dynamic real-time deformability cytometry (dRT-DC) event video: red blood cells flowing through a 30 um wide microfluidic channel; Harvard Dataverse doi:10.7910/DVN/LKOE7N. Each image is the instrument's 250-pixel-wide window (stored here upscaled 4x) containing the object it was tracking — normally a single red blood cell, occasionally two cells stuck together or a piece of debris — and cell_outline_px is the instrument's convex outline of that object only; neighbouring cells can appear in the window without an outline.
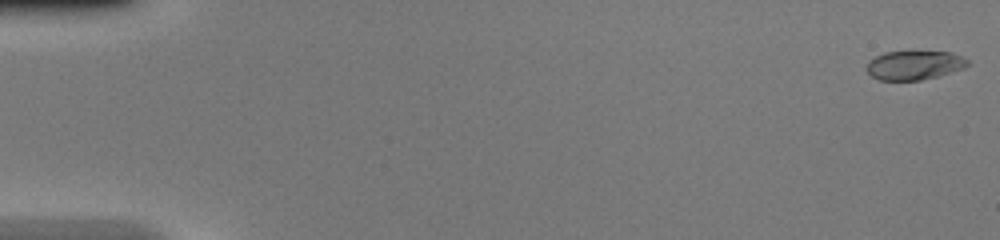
{"species": "common noctule bat (a hibernating species)", "species_latin": "Nyctalus noctula", "temperature_condition": "warm", "stored_images_in_passage": 10, "camera_frame_rate_fps": 3000, "um_per_image_px": 0.085, "animal": {"sex": "female", "body_mass_g": 20.0, "forearm_length_mm": 54.0}, "frame": {"image": 1, "passage_image": 1, "time_ms": 0.0, "image_size_px": [1000, 240], "cell_outline_px": [[968, 64], [964, 68], [936, 76], [920, 80], [880, 80], [872, 76], [868, 72], [868, 60], [884, 52], [952, 52], [968, 60]], "centroid_in_image_um": [77.7, 5.54], "position_along_channel_um": 7.3, "area_um2": 16.76}}